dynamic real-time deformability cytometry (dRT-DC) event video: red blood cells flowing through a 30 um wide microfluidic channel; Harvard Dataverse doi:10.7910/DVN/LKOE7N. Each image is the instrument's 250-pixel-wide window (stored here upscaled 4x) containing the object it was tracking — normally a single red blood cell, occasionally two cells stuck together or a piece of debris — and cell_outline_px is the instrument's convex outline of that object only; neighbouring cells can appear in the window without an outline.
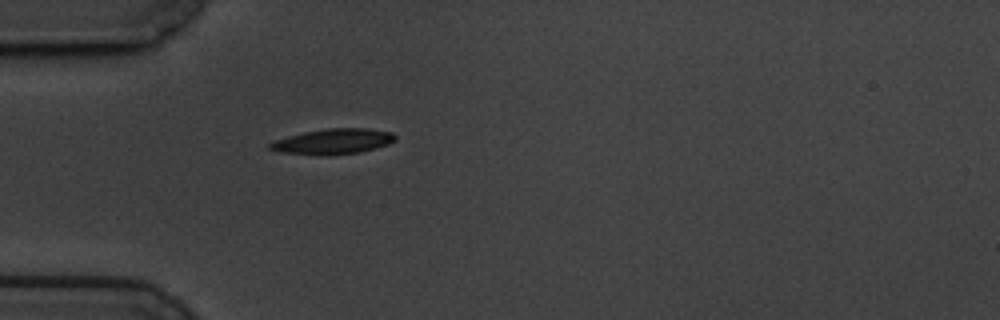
{"species": "common noctule bat (a hibernating species)", "species_latin": "Nyctalus noctula", "temperature_condition": "cold", "stored_images_in_passage": 42, "camera_frame_rate_fps": 3000, "um_per_image_px": 0.085, "animal": {"sex": "male", "body_mass_g": 19.5, "forearm_length_mm": 54.6}, "frame": {"image": 1, "passage_image": 1, "time_ms": 0.0, "image_size_px": [1000, 320], "cell_outline_px": [[396, 140], [388, 144], [356, 152], [280, 152], [268, 148], [268, 144], [276, 140], [288, 136], [304, 132], [328, 128], [368, 128], [392, 132], [396, 136]], "centroid_in_image_um": [28.37, 11.95], "position_along_channel_um": 56.6, "area_um2": 17.28}}
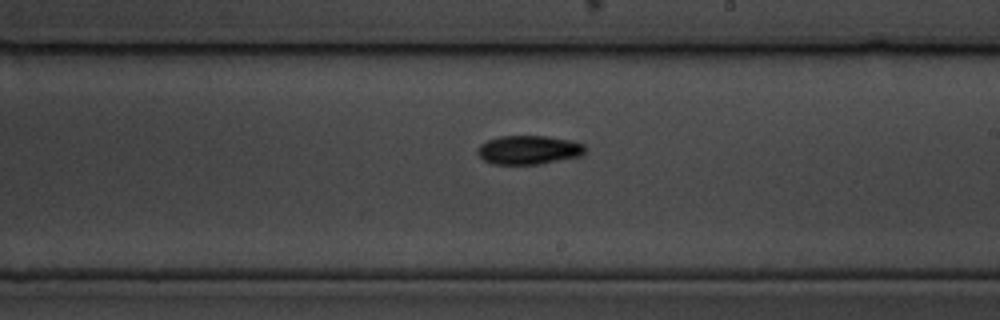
{"frame": {"image": 2, "passage_image": 18, "time_ms": 5.667, "image_size_px": [1000, 320], "cell_outline_px": [[584, 152], [580, 156], [536, 164], [492, 164], [484, 160], [476, 152], [476, 148], [480, 144], [488, 140], [500, 136], [548, 136], [568, 140], [584, 144]], "centroid_in_image_um": [44.88, 12.74], "position_along_channel_um": 244.1, "area_um2": 17.92}}
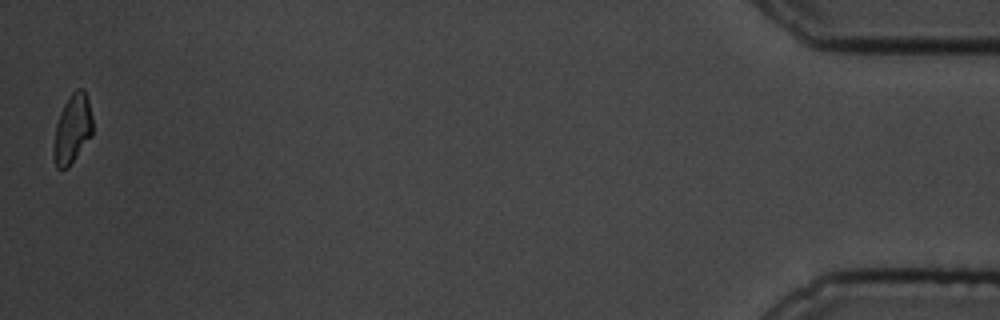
{"frame": {"image": 3, "passage_image": 42, "time_ms": 13.667, "image_size_px": [1000, 320], "cell_outline_px": [[92, 136], [68, 168], [56, 168], [52, 152], [56, 124], [60, 112], [64, 104], [72, 92], [76, 88], [84, 88], [88, 100], [92, 116]], "centroid_in_image_um": [6.15, 10.96], "position_along_channel_um": 429.1, "area_um2": 15.84}, "authors_computed_cell_mechanics": {"area_um2": 17.0799, "velocity_mm_per_s": 3.4202, "shape_relaxation_time_tau1_ms": 3.5407, "shape_relaxation_time_tau2_ms": 10.0262, "deformation_change_tau1": 0.1046, "deformation_change_tau2": 0.1551}}